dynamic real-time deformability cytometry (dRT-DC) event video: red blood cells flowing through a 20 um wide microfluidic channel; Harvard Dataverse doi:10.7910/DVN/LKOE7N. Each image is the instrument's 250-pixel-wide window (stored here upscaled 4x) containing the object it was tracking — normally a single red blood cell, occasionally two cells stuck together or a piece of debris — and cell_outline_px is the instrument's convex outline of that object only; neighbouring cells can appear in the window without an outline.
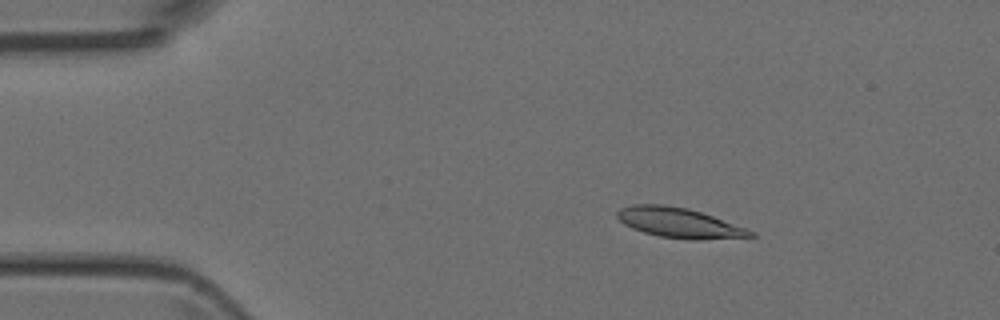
{"species": "Egyptian fruit bat (a non-hibernating species)", "species_latin": "Rousettus aegyptiacus", "temperature_condition": "room temperature", "stored_images_in_passage": 50, "camera_frame_rate_fps": 3000, "um_per_image_px": 0.085, "animal": {"sex": "female"}, "frame": {"image": 1, "passage_image": 8, "time_ms": 2.333, "image_size_px": [1000, 320], "cell_outline_px": [[756, 236], [696, 240], [688, 240], [660, 236], [644, 232], [632, 228], [624, 224], [616, 216], [616, 212], [620, 208], [632, 204], [664, 204], [688, 208], [748, 228], [756, 232]], "centroid_in_image_um": [57.73, 18.93], "position_along_channel_um": 27.3, "area_um2": 23.35}}
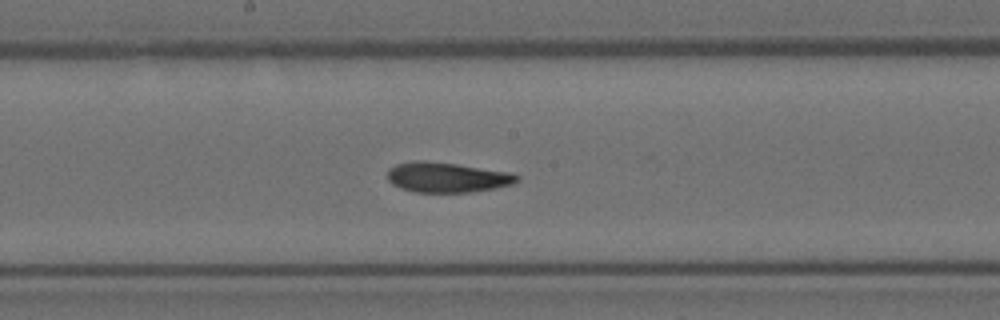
{"frame": {"image": 2, "passage_image": 26, "time_ms": 8.333, "image_size_px": [1000, 320], "cell_outline_px": [[520, 180], [512, 184], [496, 188], [472, 192], [416, 192], [400, 188], [392, 184], [388, 180], [388, 168], [396, 164], [416, 160], [424, 160], [456, 164], [512, 172], [520, 176]], "centroid_in_image_um": [38.01, 15.07], "position_along_channel_um": 210.2, "area_um2": 22.89}}
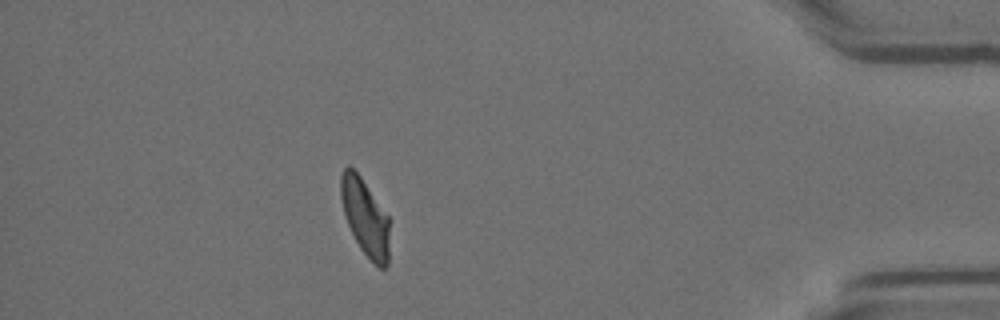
{"frame": {"image": 3, "passage_image": 44, "time_ms": 14.333, "image_size_px": [1000, 320], "cell_outline_px": [[388, 264], [384, 268], [380, 268], [360, 248], [348, 224], [344, 212], [340, 196], [340, 176], [344, 168], [348, 164], [360, 176], [388, 216]], "centroid_in_image_um": [31.01, 18.43], "position_along_channel_um": 404.2, "area_um2": 21.21}}